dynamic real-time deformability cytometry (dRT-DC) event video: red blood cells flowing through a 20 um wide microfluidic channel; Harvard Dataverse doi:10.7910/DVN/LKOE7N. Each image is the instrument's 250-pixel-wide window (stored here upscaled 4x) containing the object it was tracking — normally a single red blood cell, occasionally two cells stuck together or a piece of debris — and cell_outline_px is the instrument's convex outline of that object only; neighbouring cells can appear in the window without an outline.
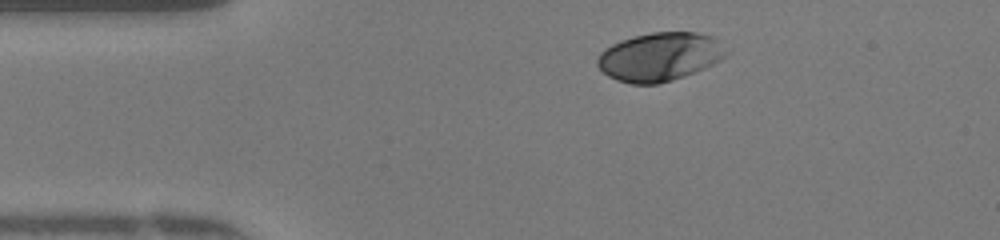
{"species": "human", "species_latin": "Homo sapiens", "temperature_condition": "warm", "stored_images_in_passage": 45, "camera_frame_rate_fps": 3000, "um_per_image_px": 0.085, "donor": {"sex": "female"}, "frame": {"image": 1, "passage_image": 5, "time_ms": 1.333, "image_size_px": [1000, 240], "cell_outline_px": [[728, 52], [720, 60], [704, 68], [684, 76], [672, 80], [656, 84], [632, 84], [616, 80], [608, 76], [596, 64], [596, 60], [600, 52], [604, 48], [620, 40], [632, 36], [652, 32], [696, 32], [712, 36]], "centroid_in_image_um": [56.02, 4.82], "position_along_channel_um": 29.0, "area_um2": 36.36}}
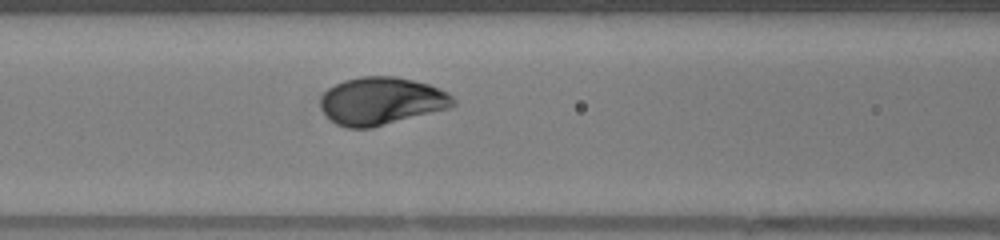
{"frame": {"image": 2, "passage_image": 16, "time_ms": 5.0, "image_size_px": [1000, 240], "cell_outline_px": [[456, 104], [448, 108], [372, 128], [348, 128], [336, 124], [320, 108], [320, 96], [328, 88], [344, 80], [360, 76], [396, 76], [428, 84], [448, 92], [456, 100]], "centroid_in_image_um": [32.4, 8.58], "position_along_channel_um": 134.2, "area_um2": 36.88}}
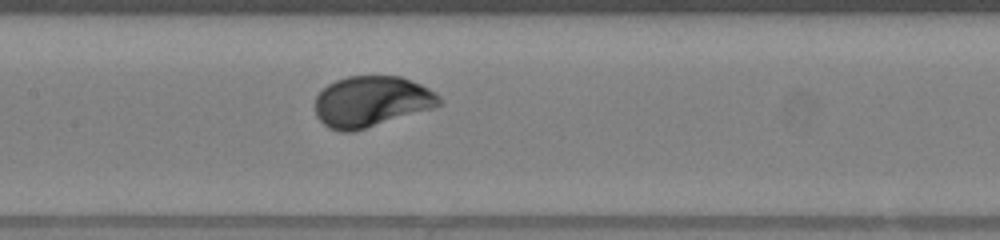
{"frame": {"image": 3, "passage_image": 19, "time_ms": 6.0, "image_size_px": [1000, 240], "cell_outline_px": [[444, 104], [432, 108], [352, 132], [340, 132], [328, 128], [316, 116], [316, 96], [328, 84], [336, 80], [348, 76], [400, 76], [420, 84], [436, 92], [440, 96]], "centroid_in_image_um": [31.58, 8.63], "position_along_channel_um": 175.8, "area_um2": 36.65}, "authors_computed_cell_mechanics": {"area_um2": 36.6452, "velocity_mm_per_s": 4.1853, "shape_relaxation_time_tau1_ms": 1.5794, "shape_relaxation_time_tau2_ms": null, "deformation_change_tau1": 0.1275, "deformation_change_tau2": null}}